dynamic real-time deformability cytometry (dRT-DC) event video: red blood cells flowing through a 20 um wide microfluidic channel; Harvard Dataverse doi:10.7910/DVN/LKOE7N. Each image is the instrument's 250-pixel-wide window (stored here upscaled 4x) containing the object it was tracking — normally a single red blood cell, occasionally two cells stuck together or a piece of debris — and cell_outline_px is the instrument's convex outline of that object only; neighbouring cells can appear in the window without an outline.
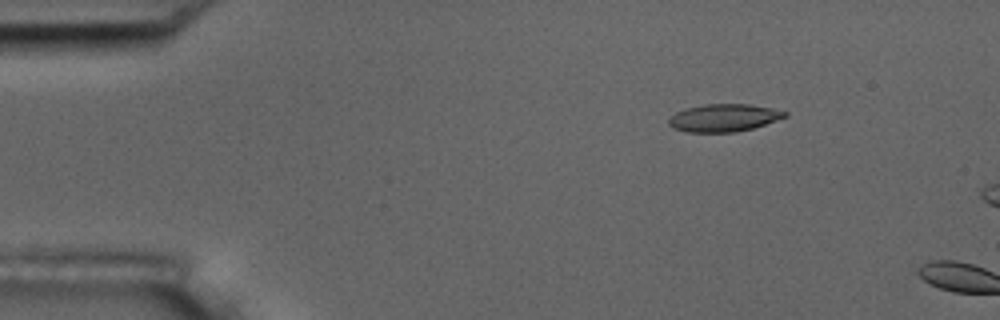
{"species": "common noctule bat (a hibernating species)", "species_latin": "Nyctalus noctula", "temperature_condition": "room temperature", "stored_images_in_passage": 2, "camera_frame_rate_fps": 3000, "um_per_image_px": 0.085, "animal": {"sex": "male", "body_mass_g": 17.5, "forearm_length_mm": 52.3}, "frame": {"image": 1, "passage_image": 1, "time_ms": 0.0, "image_size_px": [1000, 320], "cell_outline_px": [[788, 116], [752, 128], [736, 132], [688, 132], [672, 128], [668, 124], [668, 120], [676, 112], [684, 108], [704, 104], [748, 104], [772, 108], [788, 112]], "centroid_in_image_um": [61.5, 10.01], "position_along_channel_um": 23.5, "area_um2": 18.67}}